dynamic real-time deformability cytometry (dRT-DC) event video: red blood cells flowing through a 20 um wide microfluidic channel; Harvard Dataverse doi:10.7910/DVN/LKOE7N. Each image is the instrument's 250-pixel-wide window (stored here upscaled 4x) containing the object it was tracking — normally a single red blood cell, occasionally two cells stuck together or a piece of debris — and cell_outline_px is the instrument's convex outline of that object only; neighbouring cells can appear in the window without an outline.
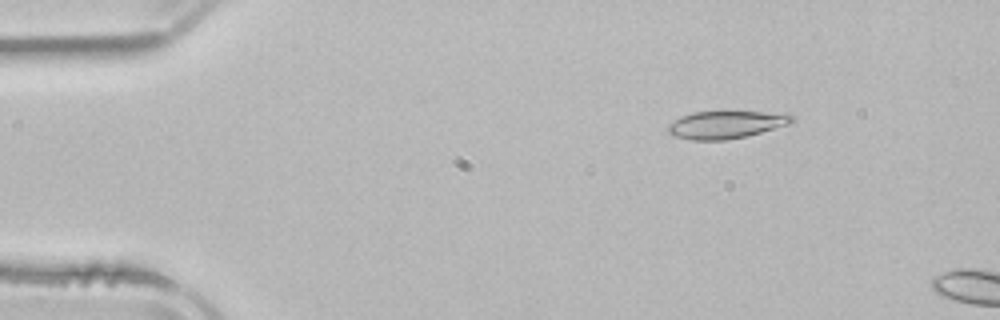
{"species": "common noctule bat (a hibernating species)", "species_latin": "Nyctalus noctula", "temperature_condition": "room temperature", "stored_images_in_passage": 4, "camera_frame_rate_fps": 3000, "um_per_image_px": 0.085, "animal": {"sex": "male", "body_mass_g": 21.5, "forearm_length_mm": 52.0}, "frame": {"image": 1, "passage_image": 2, "time_ms": 1.333, "image_size_px": [1000, 320], "cell_outline_px": [[792, 124], [748, 136], [724, 140], [692, 140], [672, 136], [668, 132], [668, 124], [680, 116], [692, 112], [788, 112], [792, 116]], "centroid_in_image_um": [61.73, 10.6], "position_along_channel_um": 23.3, "area_um2": 20.17}}